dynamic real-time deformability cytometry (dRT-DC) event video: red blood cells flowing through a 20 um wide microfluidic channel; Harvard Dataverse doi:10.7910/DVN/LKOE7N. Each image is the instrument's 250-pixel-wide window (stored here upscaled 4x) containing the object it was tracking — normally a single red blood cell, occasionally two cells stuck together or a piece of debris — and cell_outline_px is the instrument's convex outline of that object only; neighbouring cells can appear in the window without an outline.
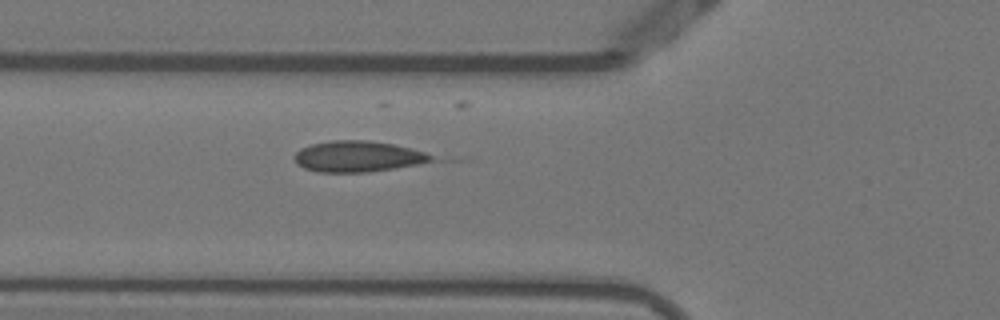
{"species": "Egyptian fruit bat (a non-hibernating species)", "species_latin": "Rousettus aegyptiacus", "temperature_condition": "warm", "stored_images_in_passage": 29, "camera_frame_rate_fps": 3000, "um_per_image_px": 0.085, "animal": {"sex": "female"}, "frame": {"image": 1, "passage_image": 2, "time_ms": 0.333, "image_size_px": [1000, 320], "cell_outline_px": [[432, 160], [416, 164], [368, 172], [316, 172], [304, 168], [296, 164], [292, 156], [300, 148], [312, 144], [332, 140], [368, 140], [392, 144], [424, 152], [432, 156]], "centroid_in_image_um": [30.31, 13.3], "position_along_channel_um": 95.5, "area_um2": 24.45}}
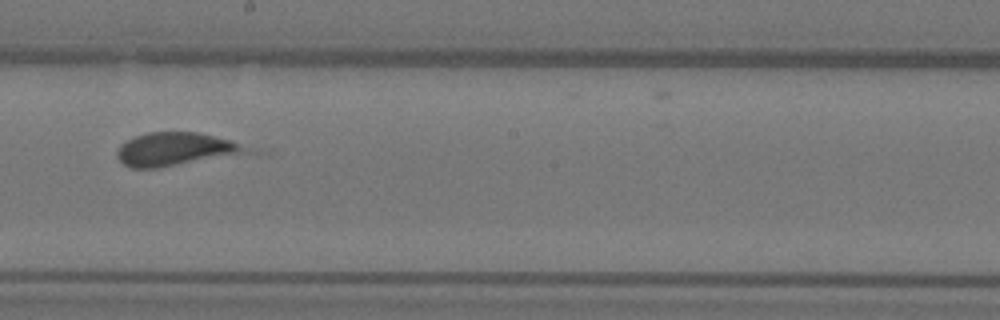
{"frame": {"image": 2, "passage_image": 13, "time_ms": 4.0, "image_size_px": [1000, 320], "cell_outline_px": [[260, 152], [156, 168], [132, 168], [124, 164], [116, 156], [116, 152], [120, 144], [136, 136], [148, 132], [200, 132], [232, 140], [256, 148]], "centroid_in_image_um": [15.07, 12.68], "position_along_channel_um": 233.1, "area_um2": 25.78}}
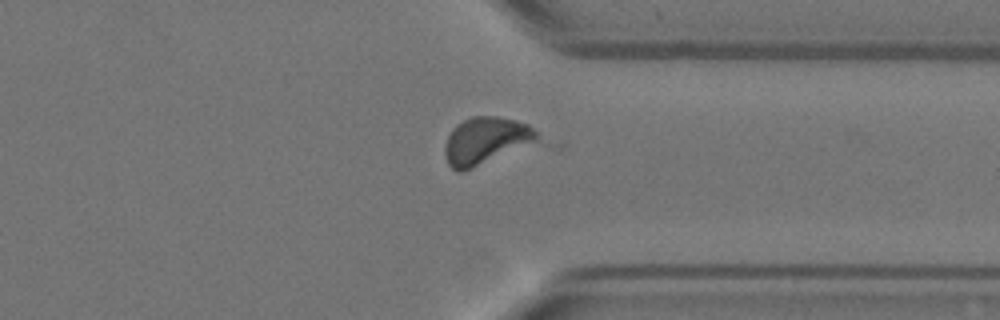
{"frame": {"image": 3, "passage_image": 24, "time_ms": 7.667, "image_size_px": [1000, 320], "cell_outline_px": [[536, 140], [472, 168], [460, 172], [456, 172], [448, 164], [444, 152], [444, 144], [452, 128], [456, 124], [472, 116], [496, 116], [516, 120], [528, 124], [536, 132]], "centroid_in_image_um": [41.19, 11.94], "position_along_channel_um": 370.2, "area_um2": 24.68}}